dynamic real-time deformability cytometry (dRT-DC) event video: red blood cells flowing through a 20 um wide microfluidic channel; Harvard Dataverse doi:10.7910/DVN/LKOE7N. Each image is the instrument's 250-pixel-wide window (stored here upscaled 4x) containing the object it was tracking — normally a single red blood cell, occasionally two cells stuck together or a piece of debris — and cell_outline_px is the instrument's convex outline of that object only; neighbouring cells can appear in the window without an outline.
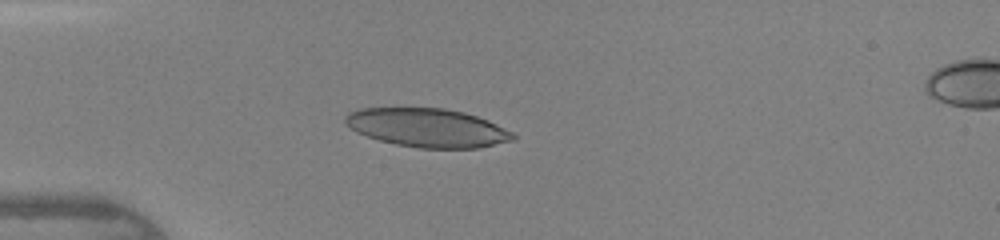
{"species": "human", "species_latin": "Homo sapiens", "temperature_condition": "warm", "stored_images_in_passage": 37, "camera_frame_rate_fps": 3000, "um_per_image_px": 0.085, "donor": {"sex": "female"}, "frame": {"image": 1, "passage_image": 6, "time_ms": 1.667, "image_size_px": [1000, 240], "cell_outline_px": [[516, 140], [480, 148], [420, 148], [396, 144], [380, 140], [356, 132], [344, 124], [344, 116], [348, 112], [360, 108], [444, 108], [464, 112], [488, 120], [512, 132], [516, 136]], "centroid_in_image_um": [36.33, 10.86], "position_along_channel_um": 48.7, "area_um2": 37.92}}
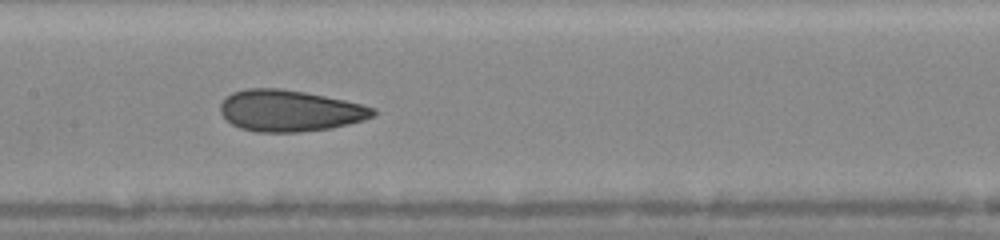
{"frame": {"image": 2, "passage_image": 16, "time_ms": 5.0, "image_size_px": [1000, 240], "cell_outline_px": [[376, 116], [364, 120], [332, 128], [296, 132], [256, 132], [240, 128], [232, 124], [220, 112], [220, 104], [232, 92], [244, 88], [280, 88], [304, 92], [344, 100], [376, 108]], "centroid_in_image_um": [24.63, 9.41], "position_along_channel_um": 182.8, "area_um2": 36.82}}
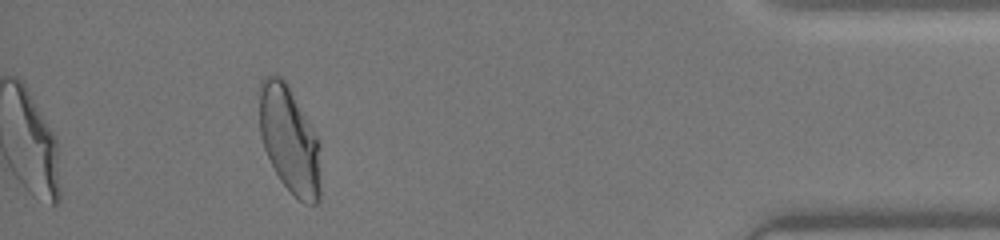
{"frame": {"image": 3, "passage_image": 34, "time_ms": 11.0, "image_size_px": [1000, 240], "cell_outline_px": [[320, 200], [316, 204], [304, 204], [280, 180], [264, 148], [260, 132], [256, 92], [260, 80], [264, 76], [280, 76], [288, 84], [320, 140]], "centroid_in_image_um": [24.59, 11.82], "position_along_channel_um": 410.6, "area_um2": 39.02}}